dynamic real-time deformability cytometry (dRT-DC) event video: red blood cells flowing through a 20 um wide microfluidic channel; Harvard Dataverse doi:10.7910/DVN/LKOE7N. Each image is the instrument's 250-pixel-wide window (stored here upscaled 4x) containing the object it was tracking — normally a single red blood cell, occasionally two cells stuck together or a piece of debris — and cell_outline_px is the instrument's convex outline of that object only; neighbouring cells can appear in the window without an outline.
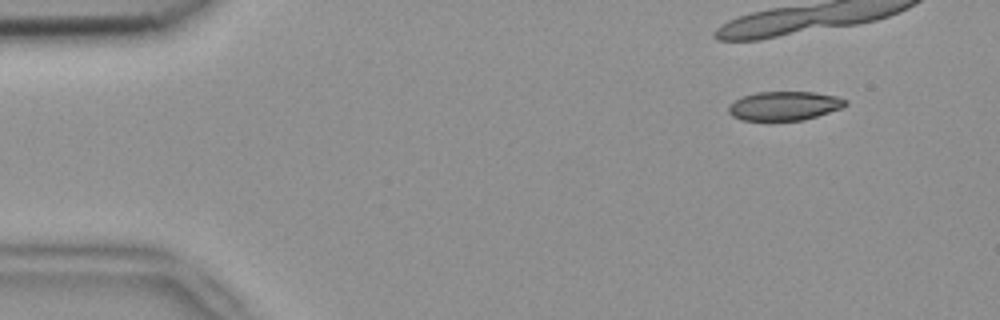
{"species": "common noctule bat (a hibernating species)", "species_latin": "Nyctalus noctula", "temperature_condition": "room temperature", "stored_images_in_passage": 5, "camera_frame_rate_fps": 3000, "um_per_image_px": 0.085, "animal": {"sex": "female", "body_mass_g": 18.4}, "frame": {"image": 1, "passage_image": 2, "time_ms": 0.333, "image_size_px": [1000, 320], "cell_outline_px": [[848, 104], [844, 108], [804, 120], [740, 120], [732, 116], [728, 112], [728, 104], [744, 96], [756, 92], [812, 92], [836, 96], [848, 100]], "centroid_in_image_um": [66.69, 9.0], "position_along_channel_um": 18.3, "area_um2": 19.88}}